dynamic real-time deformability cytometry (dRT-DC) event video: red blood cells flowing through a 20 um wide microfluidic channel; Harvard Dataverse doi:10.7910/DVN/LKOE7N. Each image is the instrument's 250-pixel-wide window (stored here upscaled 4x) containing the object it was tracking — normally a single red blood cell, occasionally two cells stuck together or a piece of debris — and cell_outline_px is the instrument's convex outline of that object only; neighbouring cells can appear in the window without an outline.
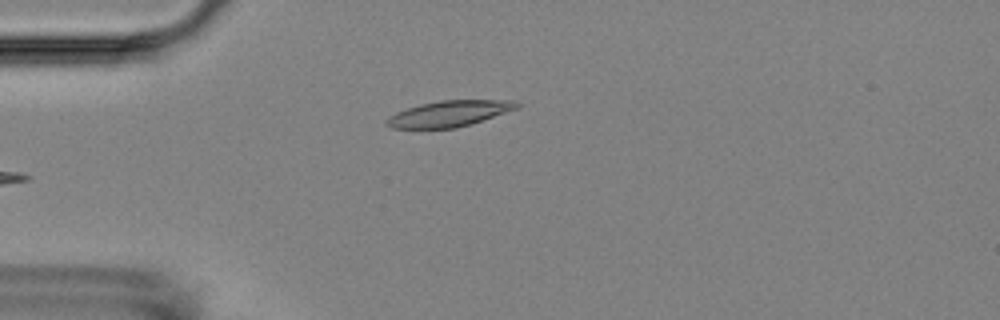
{"species": "Egyptian fruit bat (a non-hibernating species)", "species_latin": "Rousettus aegyptiacus", "temperature_condition": "room temperature", "stored_images_in_passage": 5, "camera_frame_rate_fps": 3000, "um_per_image_px": 0.085, "animal": {"sex": "female"}, "frame": {"image": 1, "passage_image": 5, "time_ms": 5.333, "image_size_px": [1000, 320], "cell_outline_px": [[520, 108], [472, 124], [456, 128], [392, 128], [384, 124], [384, 120], [388, 116], [396, 112], [420, 104], [440, 100], [516, 100], [520, 104]], "centroid_in_image_um": [38.2, 9.66], "position_along_channel_um": 46.8, "area_um2": 19.94}}